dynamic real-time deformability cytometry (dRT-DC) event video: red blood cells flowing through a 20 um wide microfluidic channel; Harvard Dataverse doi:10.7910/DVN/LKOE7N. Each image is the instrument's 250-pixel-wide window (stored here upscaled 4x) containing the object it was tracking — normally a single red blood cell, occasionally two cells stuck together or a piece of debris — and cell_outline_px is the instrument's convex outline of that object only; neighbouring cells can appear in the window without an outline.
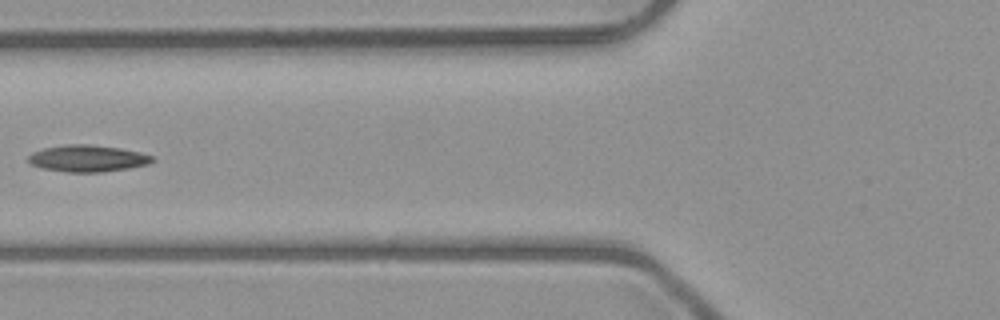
{"species": "common noctule bat (a hibernating species)", "species_latin": "Nyctalus noctula", "temperature_condition": "room temperature", "stored_images_in_passage": 6, "camera_frame_rate_fps": 3000, "um_per_image_px": 0.085, "animal": {"sex": "male", "body_mass_g": 23.1, "forearm_length_mm": 52.7}, "frame": {"image": 1, "passage_image": 6, "time_ms": 6.0, "image_size_px": [1000, 320], "cell_outline_px": [[156, 160], [148, 164], [128, 168], [104, 172], [68, 172], [44, 168], [32, 164], [28, 160], [28, 156], [32, 152], [44, 148], [64, 144], [88, 144], [120, 148], [140, 152], [152, 156]], "centroid_in_image_um": [7.46, 13.46], "position_along_channel_um": 118.3, "area_um2": 19.25}}